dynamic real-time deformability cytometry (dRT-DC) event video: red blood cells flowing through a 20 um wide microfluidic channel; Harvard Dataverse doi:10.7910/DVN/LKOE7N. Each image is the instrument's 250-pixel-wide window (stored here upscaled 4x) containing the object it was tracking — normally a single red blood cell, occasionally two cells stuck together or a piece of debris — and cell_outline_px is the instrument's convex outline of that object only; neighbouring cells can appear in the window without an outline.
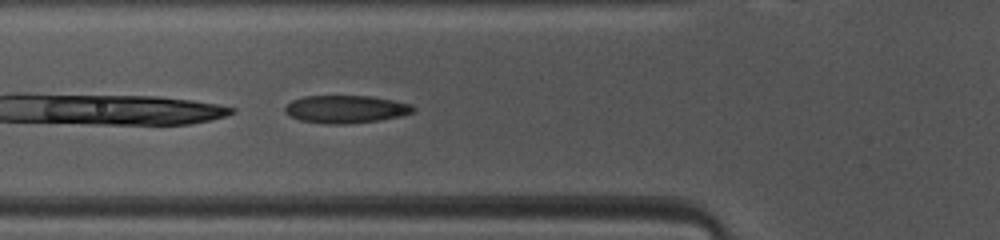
{"species": "common noctule bat (a hibernating species)", "species_latin": "Nyctalus noctula", "temperature_condition": "warm", "stored_images_in_passage": 32, "camera_frame_rate_fps": 3000, "um_per_image_px": 0.085, "animal": {"sex": "female", "body_mass_g": 10.0, "forearm_length_mm": 53.1}, "frame": {"image": 1, "passage_image": 3, "time_ms": 0.667, "image_size_px": [1000, 240], "cell_outline_px": [[416, 108], [412, 112], [400, 116], [380, 120], [340, 124], [328, 124], [300, 120], [284, 112], [284, 108], [292, 100], [304, 96], [372, 96], [412, 104]], "centroid_in_image_um": [29.4, 9.27], "position_along_channel_um": 96.4, "area_um2": 20.58}}
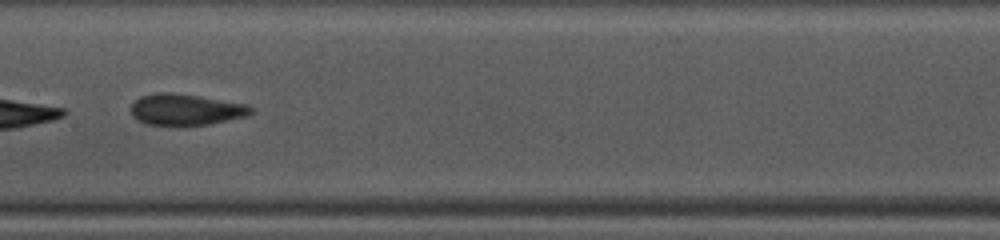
{"frame": {"image": 2, "passage_image": 10, "time_ms": 3.0, "image_size_px": [1000, 240], "cell_outline_px": [[252, 112], [248, 116], [208, 124], [180, 128], [148, 124], [136, 120], [132, 116], [132, 104], [140, 96], [160, 92], [168, 92], [196, 96], [248, 104], [252, 108]], "centroid_in_image_um": [15.77, 9.36], "position_along_channel_um": 191.6, "area_um2": 22.25}}
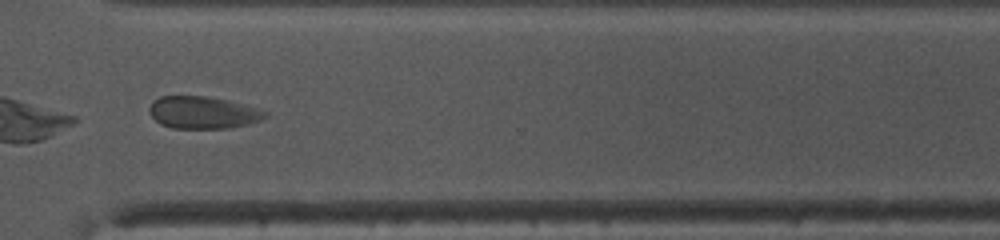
{"frame": {"image": 3, "passage_image": 22, "time_ms": 7.0, "image_size_px": [1000, 240], "cell_outline_px": [[268, 116], [260, 120], [248, 124], [228, 128], [172, 128], [160, 124], [148, 112], [148, 108], [152, 100], [160, 96], [208, 96], [256, 108], [268, 112]], "centroid_in_image_um": [17.19, 9.56], "position_along_channel_um": 353.4, "area_um2": 21.68}}